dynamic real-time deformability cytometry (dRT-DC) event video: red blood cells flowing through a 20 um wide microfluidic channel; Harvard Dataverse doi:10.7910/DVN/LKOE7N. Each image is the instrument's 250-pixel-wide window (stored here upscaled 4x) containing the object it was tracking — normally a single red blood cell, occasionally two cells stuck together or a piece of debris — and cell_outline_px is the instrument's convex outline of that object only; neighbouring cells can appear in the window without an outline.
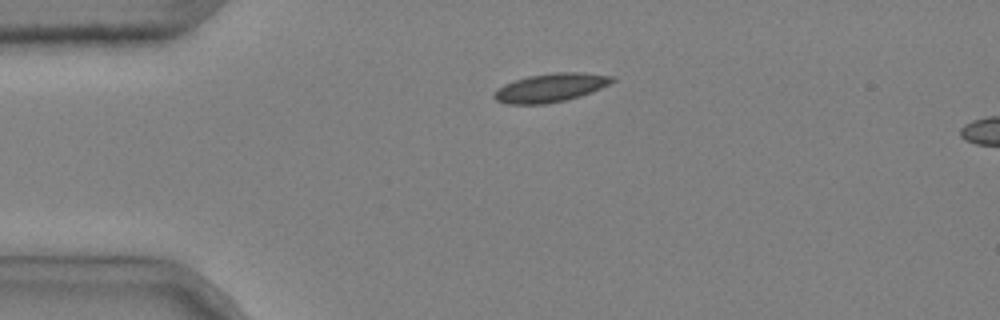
{"species": "common noctule bat (a hibernating species)", "species_latin": "Nyctalus noctula", "temperature_condition": "cold", "stored_images_in_passage": 2, "segment_of_instrument_passage": [1, 2], "camera_frame_rate_fps": 3000, "um_per_image_px": 0.085, "animal": {"sex": "male", "body_mass_g": 20.4}, "frame": {"image": 1, "passage_image": 1, "time_ms": 0.0, "image_size_px": [1000, 320], "cell_outline_px": [[616, 80], [600, 88], [580, 96], [564, 100], [544, 104], [508, 104], [496, 100], [492, 96], [504, 84], [528, 76], [552, 72], [584, 72], [616, 76]], "centroid_in_image_um": [46.84, 7.44], "position_along_channel_um": 38.2, "area_um2": 19.54}}